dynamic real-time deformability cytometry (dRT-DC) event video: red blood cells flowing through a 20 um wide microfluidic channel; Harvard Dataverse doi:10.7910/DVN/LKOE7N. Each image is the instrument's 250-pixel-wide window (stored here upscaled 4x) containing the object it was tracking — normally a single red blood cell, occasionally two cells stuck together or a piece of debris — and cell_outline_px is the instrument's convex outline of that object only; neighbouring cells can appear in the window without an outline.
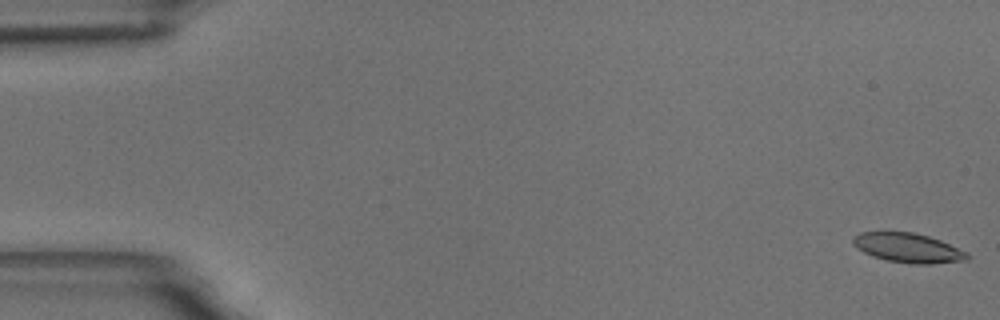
{"species": "common noctule bat (a hibernating species)", "species_latin": "Nyctalus noctula", "temperature_condition": "room temperature", "stored_images_in_passage": 20, "camera_frame_rate_fps": 3000, "um_per_image_px": 0.085, "animal": {"sex": "male", "body_mass_g": 18.8}, "frame": {"image": 1, "passage_image": 1, "time_ms": 0.0, "image_size_px": [1000, 320], "cell_outline_px": [[972, 256], [968, 260], [932, 264], [908, 264], [888, 260], [872, 256], [856, 248], [852, 244], [852, 236], [860, 232], [912, 232], [928, 236], [940, 240], [968, 252]], "centroid_in_image_um": [77.19, 21.08], "position_along_channel_um": 7.8, "area_um2": 19.83}}
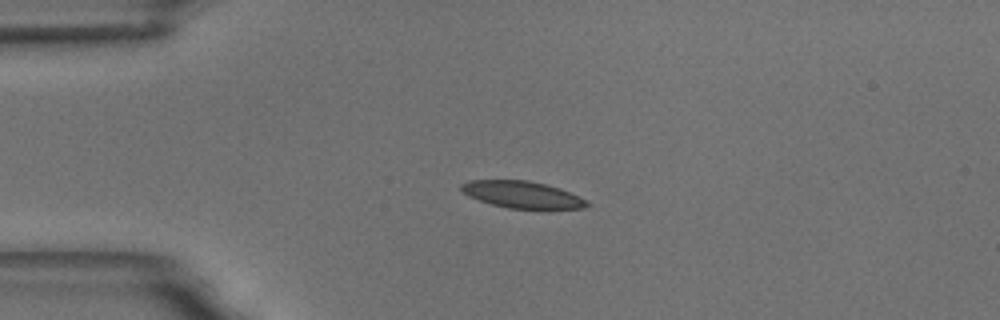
{"frame": {"image": 2, "passage_image": 14, "time_ms": 4.333, "image_size_px": [1000, 320], "cell_outline_px": [[592, 204], [584, 208], [548, 212], [544, 212], [508, 208], [492, 204], [468, 196], [460, 188], [460, 184], [468, 180], [528, 180], [560, 188], [580, 196], [588, 200]], "centroid_in_image_um": [44.52, 16.6], "position_along_channel_um": 40.5, "area_um2": 20.75}}
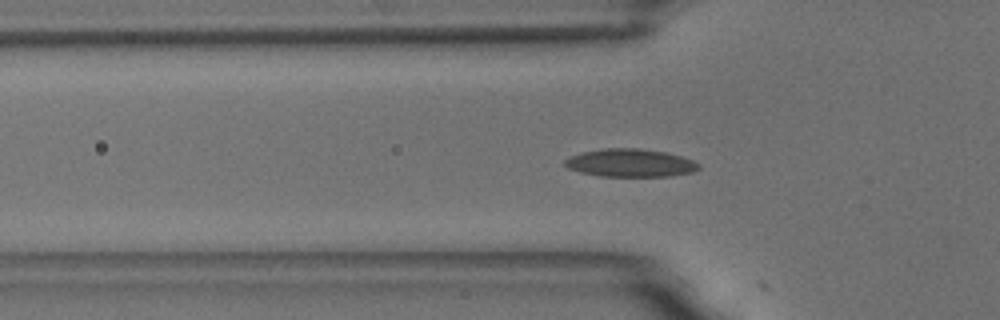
{"frame": {"image": 3, "passage_image": 19, "time_ms": 6.0, "image_size_px": [1000, 320], "cell_outline_px": [[700, 168], [692, 172], [672, 176], [600, 176], [580, 172], [568, 168], [564, 164], [564, 160], [580, 152], [604, 148], [640, 148], [664, 152], [680, 156], [692, 160], [700, 164]], "centroid_in_image_um": [53.57, 13.85], "position_along_channel_um": 72.2, "area_um2": 21.79}}